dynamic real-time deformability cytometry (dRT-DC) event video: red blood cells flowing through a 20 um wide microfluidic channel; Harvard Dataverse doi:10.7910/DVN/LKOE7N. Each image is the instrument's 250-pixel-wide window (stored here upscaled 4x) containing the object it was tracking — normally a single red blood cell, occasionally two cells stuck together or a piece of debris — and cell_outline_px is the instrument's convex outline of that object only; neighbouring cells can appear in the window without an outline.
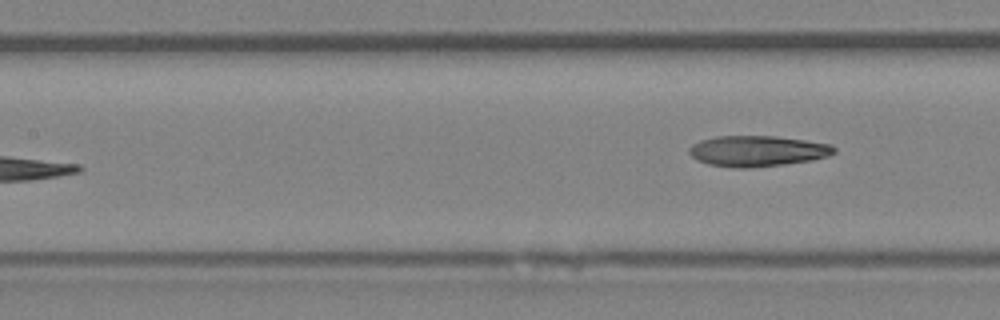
{"species": "Egyptian fruit bat (a non-hibernating species)", "species_latin": "Rousettus aegyptiacus", "temperature_condition": "room temperature", "stored_images_in_passage": 7, "segment_of_instrument_passage": [2, 2], "camera_frame_rate_fps": 3000, "um_per_image_px": 0.085, "animal": {"sex": "female"}, "frame": {"image": 1, "passage_image": 7, "time_ms": 7.667, "image_size_px": [1000, 320], "cell_outline_px": [[836, 152], [828, 156], [812, 160], [784, 164], [748, 168], [736, 168], [708, 164], [696, 160], [688, 152], [688, 148], [692, 144], [700, 140], [716, 136], [776, 136], [832, 144], [836, 148]], "centroid_in_image_um": [64.37, 12.83], "position_along_channel_um": 143.0, "area_um2": 26.13}}